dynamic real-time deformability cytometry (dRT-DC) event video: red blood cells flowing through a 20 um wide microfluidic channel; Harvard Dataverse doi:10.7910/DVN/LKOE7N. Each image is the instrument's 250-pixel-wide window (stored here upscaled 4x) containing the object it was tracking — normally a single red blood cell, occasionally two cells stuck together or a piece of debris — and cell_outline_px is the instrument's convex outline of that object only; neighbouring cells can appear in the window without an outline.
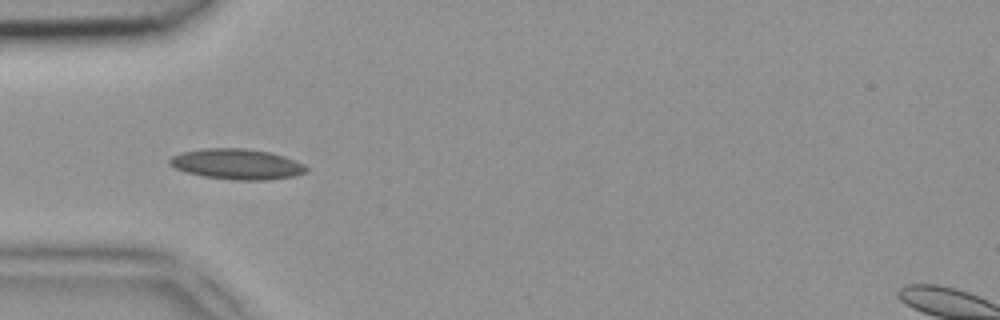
{"species": "common noctule bat (a hibernating species)", "species_latin": "Nyctalus noctula", "temperature_condition": "room temperature", "stored_images_in_passage": 5, "camera_frame_rate_fps": 3000, "um_per_image_px": 0.085, "animal": {"sex": "female", "body_mass_g": 18.4}, "frame": {"image": 1, "passage_image": 5, "time_ms": 1.333, "image_size_px": [1000, 320], "cell_outline_px": [[308, 172], [296, 176], [268, 180], [232, 180], [204, 176], [188, 172], [176, 168], [168, 164], [168, 160], [172, 156], [180, 152], [204, 148], [244, 148], [268, 152], [284, 156], [304, 164], [308, 168]], "centroid_in_image_um": [20.16, 13.95], "position_along_channel_um": 64.8, "area_um2": 24.39}}